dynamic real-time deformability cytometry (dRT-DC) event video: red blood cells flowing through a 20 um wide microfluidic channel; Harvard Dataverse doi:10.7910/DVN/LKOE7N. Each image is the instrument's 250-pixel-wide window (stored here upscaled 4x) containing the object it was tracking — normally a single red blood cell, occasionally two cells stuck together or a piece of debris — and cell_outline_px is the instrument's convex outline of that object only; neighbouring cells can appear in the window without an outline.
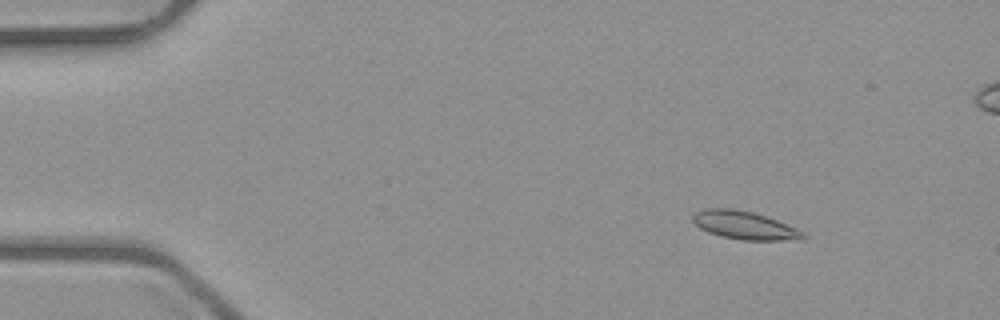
{"species": "common noctule bat (a hibernating species)", "species_latin": "Nyctalus noctula", "temperature_condition": "room temperature", "stored_images_in_passage": 7, "camera_frame_rate_fps": 3000, "um_per_image_px": 0.085, "animal": {"sex": "male", "body_mass_g": 23.1, "forearm_length_mm": 52.7}, "frame": {"image": 1, "passage_image": 2, "time_ms": 1.333, "image_size_px": [1000, 320], "cell_outline_px": [[808, 236], [804, 240], [740, 240], [720, 236], [708, 232], [700, 228], [692, 220], [692, 216], [696, 212], [704, 208], [732, 208], [752, 212], [776, 220], [796, 228], [804, 232]], "centroid_in_image_um": [63.3, 19.16], "position_along_channel_um": 21.7, "area_um2": 18.15}}
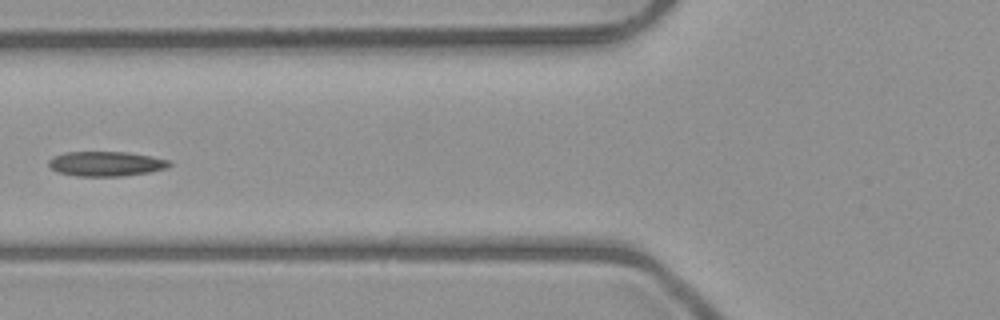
{"frame": {"image": 2, "passage_image": 6, "time_ms": 6.0, "image_size_px": [1000, 320], "cell_outline_px": [[172, 164], [168, 168], [148, 172], [120, 176], [76, 176], [56, 172], [48, 164], [48, 160], [52, 156], [64, 152], [128, 152], [172, 160]], "centroid_in_image_um": [9.01, 13.91], "position_along_channel_um": 116.8, "area_um2": 17.57}}
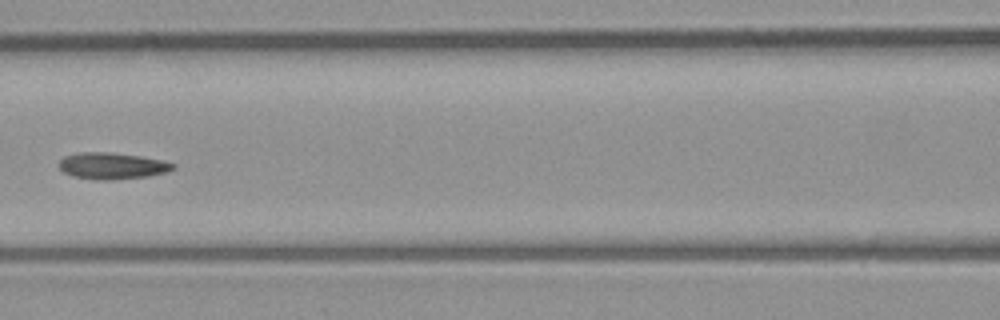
{"frame": {"image": 3, "passage_image": 7, "time_ms": 7.0, "image_size_px": [1000, 320], "cell_outline_px": [[176, 168], [168, 172], [148, 176], [112, 180], [96, 180], [72, 176], [64, 172], [60, 168], [60, 160], [64, 156], [84, 152], [108, 152], [140, 156], [160, 160], [176, 164]], "centroid_in_image_um": [9.55, 14.11], "position_along_channel_um": 157.0, "area_um2": 17.57}}